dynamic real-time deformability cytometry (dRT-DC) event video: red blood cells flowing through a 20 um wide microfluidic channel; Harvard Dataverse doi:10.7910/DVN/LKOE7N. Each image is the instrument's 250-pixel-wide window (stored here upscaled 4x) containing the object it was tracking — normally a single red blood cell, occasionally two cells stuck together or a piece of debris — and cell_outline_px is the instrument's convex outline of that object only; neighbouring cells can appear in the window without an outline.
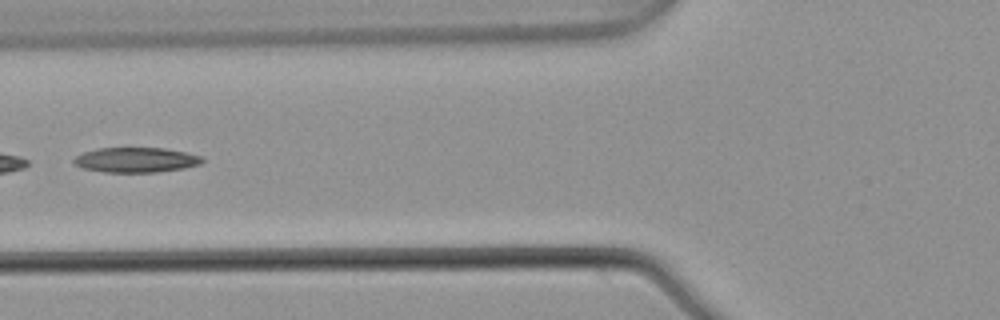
{"species": "common noctule bat (a hibernating species)", "species_latin": "Nyctalus noctula", "temperature_condition": "warm", "stored_images_in_passage": 6, "segment_of_instrument_passage": [2, 2], "camera_frame_rate_fps": 3000, "um_per_image_px": 0.085, "animal": {"sex": "male", "body_mass_g": 21.5, "forearm_length_mm": 52.0}, "frame": {"image": 1, "passage_image": 5, "time_ms": 1.333, "image_size_px": [1000, 320], "cell_outline_px": [[204, 160], [200, 164], [184, 168], [156, 172], [104, 172], [84, 168], [76, 164], [72, 160], [76, 156], [84, 152], [100, 148], [164, 148], [184, 152], [200, 156]], "centroid_in_image_um": [11.56, 13.59], "position_along_channel_um": 114.2, "area_um2": 18.44}}
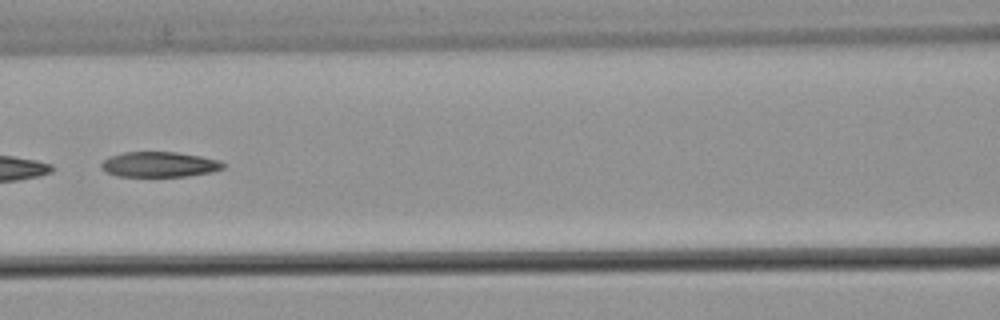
{"frame": {"image": 2, "passage_image": 6, "time_ms": 1.667, "image_size_px": [1000, 320], "cell_outline_px": [[224, 168], [212, 172], [188, 176], [116, 176], [108, 172], [100, 164], [108, 156], [124, 152], [176, 152], [200, 156], [220, 160], [224, 164]], "centroid_in_image_um": [13.57, 13.97], "position_along_channel_um": 153.0, "area_um2": 17.86}}